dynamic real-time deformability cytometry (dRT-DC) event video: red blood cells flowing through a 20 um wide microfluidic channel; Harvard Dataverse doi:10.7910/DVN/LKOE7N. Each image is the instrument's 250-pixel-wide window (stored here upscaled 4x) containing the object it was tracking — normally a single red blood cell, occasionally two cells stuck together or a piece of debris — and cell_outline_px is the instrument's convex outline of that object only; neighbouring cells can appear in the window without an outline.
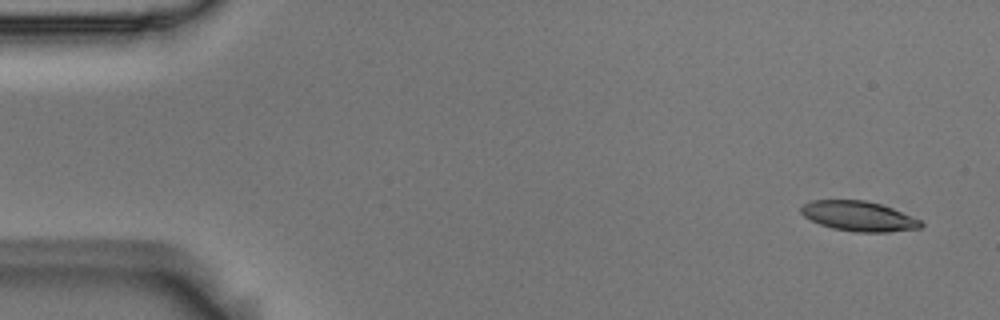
{"species": "Egyptian fruit bat (a non-hibernating species)", "species_latin": "Rousettus aegyptiacus", "temperature_condition": "room temperature", "stored_images_in_passage": 5, "segment_of_instrument_passage": [1, 2], "camera_frame_rate_fps": 3000, "um_per_image_px": 0.085, "animal": {"sex": "male"}, "frame": {"image": 1, "passage_image": 1, "time_ms": 0.0, "image_size_px": [1000, 320], "cell_outline_px": [[924, 224], [920, 228], [888, 232], [852, 232], [832, 228], [820, 224], [804, 216], [800, 212], [800, 208], [804, 204], [812, 200], [864, 200], [880, 204], [892, 208], [920, 220]], "centroid_in_image_um": [72.98, 18.38], "position_along_channel_um": 12.0, "area_um2": 20.81}}